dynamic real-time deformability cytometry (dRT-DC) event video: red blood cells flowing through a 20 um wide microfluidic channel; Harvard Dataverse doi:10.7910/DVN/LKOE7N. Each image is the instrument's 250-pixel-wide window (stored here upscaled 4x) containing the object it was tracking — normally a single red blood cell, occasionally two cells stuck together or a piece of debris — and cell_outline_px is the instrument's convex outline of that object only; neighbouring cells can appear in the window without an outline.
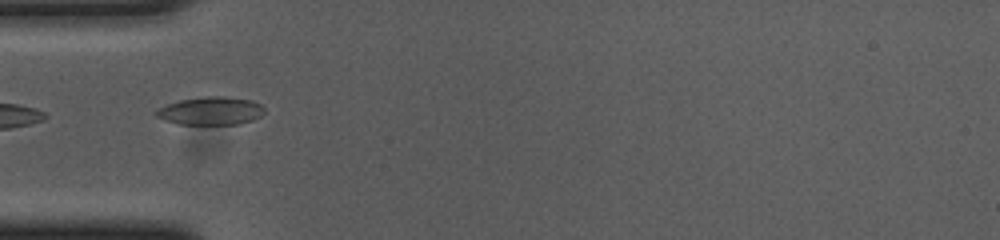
{"species": "common noctule bat (a hibernating species)", "species_latin": "Nyctalus noctula", "temperature_condition": "cold", "stored_images_in_passage": 5, "camera_frame_rate_fps": 3000, "um_per_image_px": 0.085, "animal": {"sex": "female", "body_mass_g": 23.0, "forearm_length_mm": 53.4}, "frame": {"image": 1, "passage_image": 1, "time_ms": 0.0, "image_size_px": [1000, 240], "cell_outline_px": [[264, 112], [260, 116], [252, 120], [240, 124], [176, 124], [164, 120], [156, 116], [156, 112], [164, 104], [180, 100], [204, 96], [228, 96], [252, 100], [260, 104], [264, 108]], "centroid_in_image_um": [17.92, 9.41], "position_along_channel_um": 67.1, "area_um2": 17.8}}